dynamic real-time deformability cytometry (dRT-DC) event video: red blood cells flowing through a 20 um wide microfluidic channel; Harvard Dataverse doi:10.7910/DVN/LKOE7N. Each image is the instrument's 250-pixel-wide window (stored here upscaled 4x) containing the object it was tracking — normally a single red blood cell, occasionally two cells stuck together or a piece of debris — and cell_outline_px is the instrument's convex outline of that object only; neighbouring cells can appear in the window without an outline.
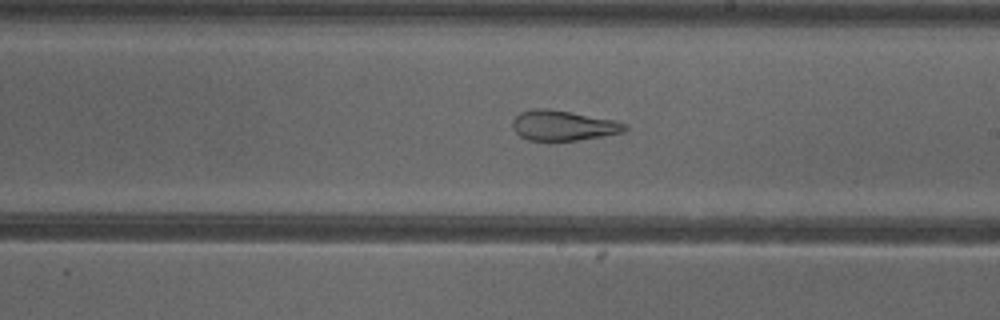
{"species": "common noctule bat (a hibernating species)", "species_latin": "Nyctalus noctula", "temperature_condition": "cold", "stored_images_in_passage": 41, "camera_frame_rate_fps": 3000, "um_per_image_px": 0.085, "animal": {"sex": "female"}, "frame": {"image": 1, "passage_image": 24, "time_ms": 7.667, "image_size_px": [1000, 320], "cell_outline_px": [[628, 128], [624, 132], [576, 140], [528, 140], [520, 136], [512, 128], [512, 120], [520, 112], [532, 108], [548, 108], [616, 120], [628, 124]], "centroid_in_image_um": [47.86, 10.65], "position_along_channel_um": 241.1, "area_um2": 19.77}}
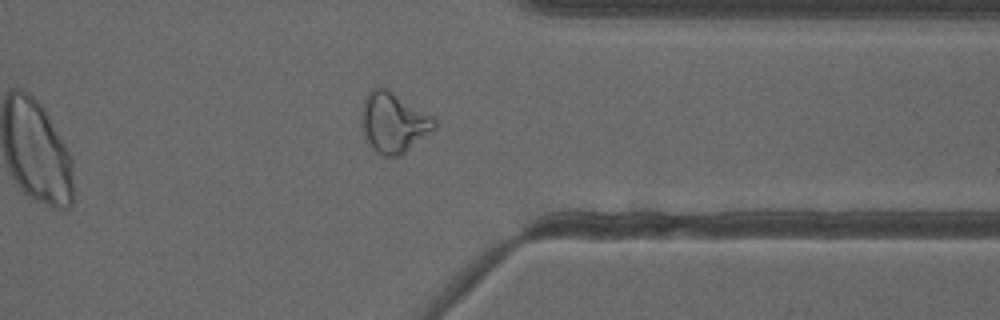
{"frame": {"image": 2, "passage_image": 35, "time_ms": 11.333, "image_size_px": [1000, 320], "cell_outline_px": [[436, 128], [432, 132], [400, 156], [380, 156], [368, 144], [364, 136], [360, 124], [360, 112], [364, 96], [372, 88], [388, 88], [432, 116], [436, 120]], "centroid_in_image_um": [33.41, 10.42], "position_along_channel_um": 378.0, "area_um2": 26.07}, "authors_computed_cell_mechanics": {"area_um2": 25.5476, "velocity_mm_per_s": 3.8644, "shape_relaxation_time_tau1_ms": null, "shape_relaxation_time_tau2_ms": 1.526, "deformation_change_tau1": null, "deformation_change_tau2": 0.1053}}